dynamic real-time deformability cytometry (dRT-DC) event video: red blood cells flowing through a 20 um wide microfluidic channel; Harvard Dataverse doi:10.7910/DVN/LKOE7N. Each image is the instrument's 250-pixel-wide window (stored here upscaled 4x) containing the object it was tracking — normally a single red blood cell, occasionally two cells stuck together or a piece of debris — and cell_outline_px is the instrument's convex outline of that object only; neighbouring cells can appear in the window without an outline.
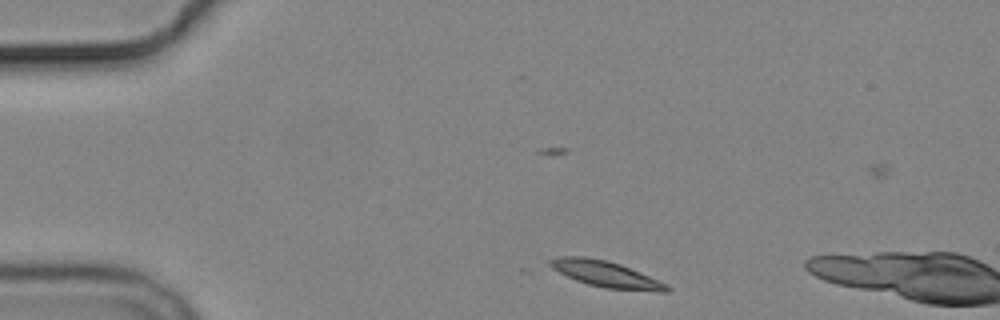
{"species": "common noctule bat (a hibernating species)", "species_latin": "Nyctalus noctula", "temperature_condition": "cold", "stored_images_in_passage": 3, "camera_frame_rate_fps": 3000, "um_per_image_px": 0.085, "animal": {"sex": "male", "body_mass_g": 19.2, "forearm_length_mm": 51.8}, "frame": {"image": 1, "passage_image": 2, "time_ms": 1.0, "image_size_px": [1000, 320], "cell_outline_px": [[672, 288], [668, 292], [656, 292], [604, 288], [588, 284], [576, 280], [552, 268], [548, 264], [548, 260], [560, 256], [584, 256], [608, 260], [620, 264], [668, 284]], "centroid_in_image_um": [51.54, 23.31], "position_along_channel_um": 33.5, "area_um2": 17.86}}